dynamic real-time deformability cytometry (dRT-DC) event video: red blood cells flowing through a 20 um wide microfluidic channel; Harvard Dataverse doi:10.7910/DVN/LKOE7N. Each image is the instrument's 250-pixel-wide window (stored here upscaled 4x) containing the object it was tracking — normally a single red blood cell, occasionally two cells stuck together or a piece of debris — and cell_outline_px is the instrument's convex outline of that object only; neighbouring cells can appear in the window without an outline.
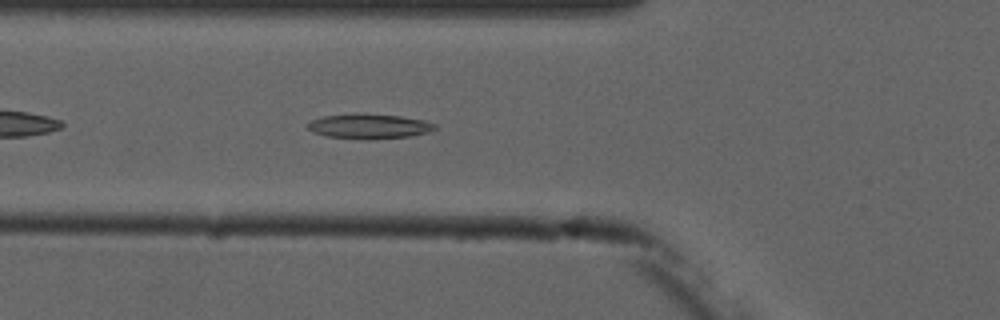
{"species": "common noctule bat (a hibernating species)", "species_latin": "Nyctalus noctula", "temperature_condition": "cold", "stored_images_in_passage": 4, "camera_frame_rate_fps": 3000, "um_per_image_px": 0.085, "animal": {"sex": "male", "forearm_length_mm": 52.5}, "frame": {"image": 1, "passage_image": 4, "time_ms": 3.333, "image_size_px": [1000, 320], "cell_outline_px": [[436, 128], [428, 132], [412, 136], [328, 136], [312, 132], [308, 128], [308, 124], [312, 120], [324, 116], [352, 112], [400, 116], [424, 120], [436, 124]], "centroid_in_image_um": [31.38, 10.66], "position_along_channel_um": 94.4, "area_um2": 17.4}}